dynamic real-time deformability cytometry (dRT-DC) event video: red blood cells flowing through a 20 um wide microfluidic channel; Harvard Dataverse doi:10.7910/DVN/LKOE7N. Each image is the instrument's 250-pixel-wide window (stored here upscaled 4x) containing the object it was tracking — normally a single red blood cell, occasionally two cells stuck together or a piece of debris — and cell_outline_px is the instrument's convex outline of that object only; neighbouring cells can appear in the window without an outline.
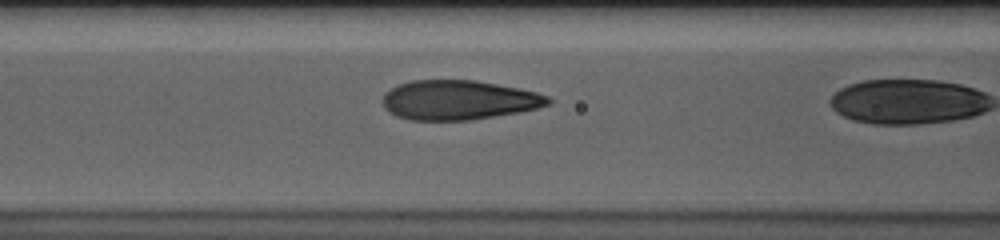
{"species": "human", "species_latin": "Homo sapiens", "temperature_condition": "cold", "stored_images_in_passage": 24, "camera_frame_rate_fps": 3000, "um_per_image_px": 0.085, "donor": {"sex": "male"}, "frame": {"image": 1, "passage_image": 22, "time_ms": 7.0, "image_size_px": [1000, 240], "cell_outline_px": [[552, 104], [520, 112], [468, 120], [408, 120], [396, 116], [380, 100], [384, 92], [400, 84], [412, 80], [476, 80], [520, 88], [536, 92], [548, 96], [552, 100]], "centroid_in_image_um": [39.01, 8.5], "position_along_channel_um": 127.6, "area_um2": 38.15}}